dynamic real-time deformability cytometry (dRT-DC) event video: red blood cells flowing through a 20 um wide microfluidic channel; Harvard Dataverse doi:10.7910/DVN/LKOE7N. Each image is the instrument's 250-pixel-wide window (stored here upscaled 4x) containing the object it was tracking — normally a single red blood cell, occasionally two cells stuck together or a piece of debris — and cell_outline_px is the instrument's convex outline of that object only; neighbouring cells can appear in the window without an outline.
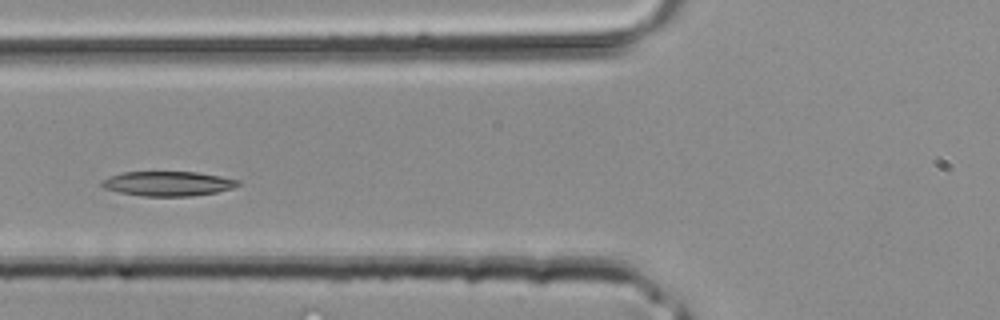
{"species": "common noctule bat (a hibernating species)", "species_latin": "Nyctalus noctula", "temperature_condition": "room temperature", "stored_images_in_passage": 32, "camera_frame_rate_fps": 3000, "um_per_image_px": 0.085, "animal": {"sex": "male", "body_mass_g": 20.4}, "frame": {"image": 1, "passage_image": 8, "time_ms": 2.333, "image_size_px": [1000, 320], "cell_outline_px": [[240, 184], [232, 188], [216, 192], [192, 196], [140, 196], [120, 192], [104, 188], [100, 184], [100, 180], [108, 176], [124, 172], [196, 172], [220, 176], [240, 180]], "centroid_in_image_um": [14.24, 15.6], "position_along_channel_um": 111.6, "area_um2": 19.59}}
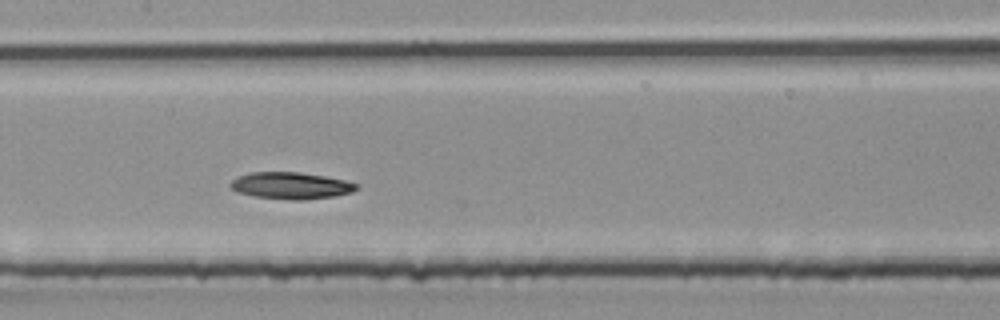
{"frame": {"image": 2, "passage_image": 12, "time_ms": 3.667, "image_size_px": [1000, 320], "cell_outline_px": [[360, 188], [352, 192], [332, 196], [304, 200], [292, 200], [256, 196], [240, 192], [232, 188], [228, 184], [236, 176], [248, 172], [300, 172], [324, 176], [344, 180], [360, 184]], "centroid_in_image_um": [24.74, 15.76], "position_along_channel_um": 182.7, "area_um2": 19.65}}
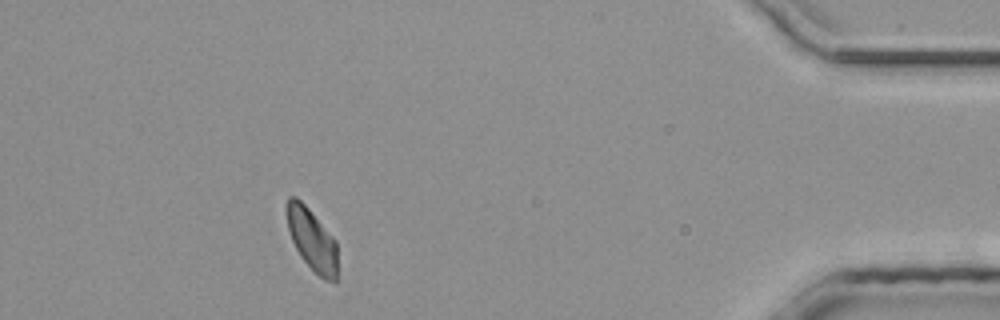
{"frame": {"image": 3, "passage_image": 28, "time_ms": 9.0, "image_size_px": [1000, 320], "cell_outline_px": [[336, 284], [324, 280], [300, 256], [292, 240], [288, 228], [288, 196], [296, 196], [308, 208], [336, 240]], "centroid_in_image_um": [26.54, 20.39], "position_along_channel_um": 408.7, "area_um2": 17.86}}